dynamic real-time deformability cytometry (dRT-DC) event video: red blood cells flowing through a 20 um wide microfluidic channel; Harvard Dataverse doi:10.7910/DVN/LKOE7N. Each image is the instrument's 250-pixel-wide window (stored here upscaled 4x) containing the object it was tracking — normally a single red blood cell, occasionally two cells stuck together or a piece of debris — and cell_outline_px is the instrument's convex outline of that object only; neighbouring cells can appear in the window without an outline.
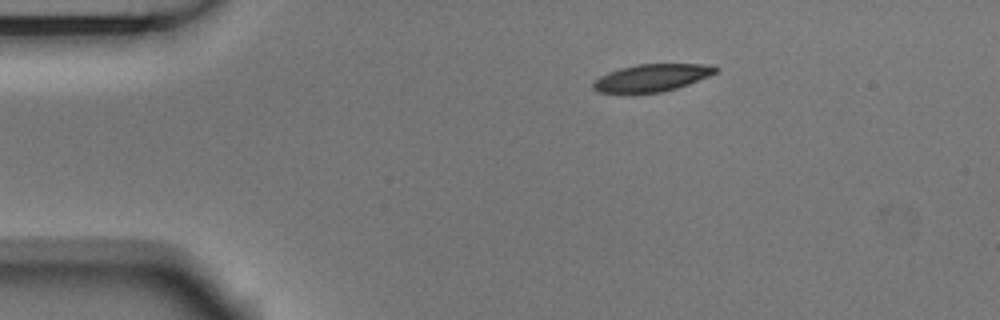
{"species": "Egyptian fruit bat (a non-hibernating species)", "species_latin": "Rousettus aegyptiacus", "temperature_condition": "room temperature", "stored_images_in_passage": 4, "segment_of_instrument_passage": [1, 2], "camera_frame_rate_fps": 3000, "um_per_image_px": 0.085, "animal": {"sex": "male"}, "frame": {"image": 1, "passage_image": 1, "time_ms": 0.0, "image_size_px": [1000, 320], "cell_outline_px": [[720, 68], [716, 72], [708, 76], [688, 84], [676, 88], [660, 92], [596, 92], [592, 88], [592, 84], [600, 76], [608, 72], [620, 68], [636, 64], [712, 64]], "centroid_in_image_um": [55.42, 6.59], "position_along_channel_um": 29.6, "area_um2": 19.31}}